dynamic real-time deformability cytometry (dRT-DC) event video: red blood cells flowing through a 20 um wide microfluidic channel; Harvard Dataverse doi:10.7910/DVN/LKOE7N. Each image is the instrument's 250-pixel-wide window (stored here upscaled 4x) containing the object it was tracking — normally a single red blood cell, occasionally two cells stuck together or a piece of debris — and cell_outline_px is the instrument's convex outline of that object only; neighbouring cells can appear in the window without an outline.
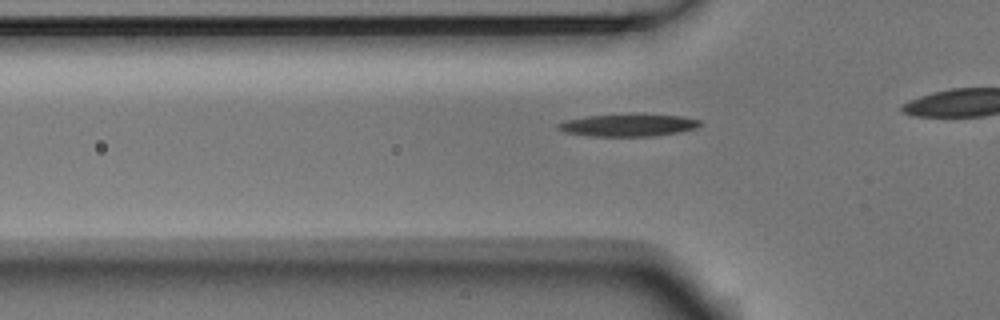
{"species": "Egyptian fruit bat (a non-hibernating species)", "species_latin": "Rousettus aegyptiacus", "temperature_condition": "room temperature", "stored_images_in_passage": 31, "camera_frame_rate_fps": 3000, "um_per_image_px": 0.085, "animal": {"sex": "male"}, "frame": {"image": 1, "passage_image": 6, "time_ms": 1.667, "image_size_px": [1000, 320], "cell_outline_px": [[700, 124], [696, 128], [680, 132], [652, 136], [592, 136], [564, 132], [556, 128], [556, 124], [568, 120], [588, 116], [632, 112], [636, 112], [680, 116], [700, 120]], "centroid_in_image_um": [53.41, 10.61], "position_along_channel_um": 72.4, "area_um2": 18.96}}
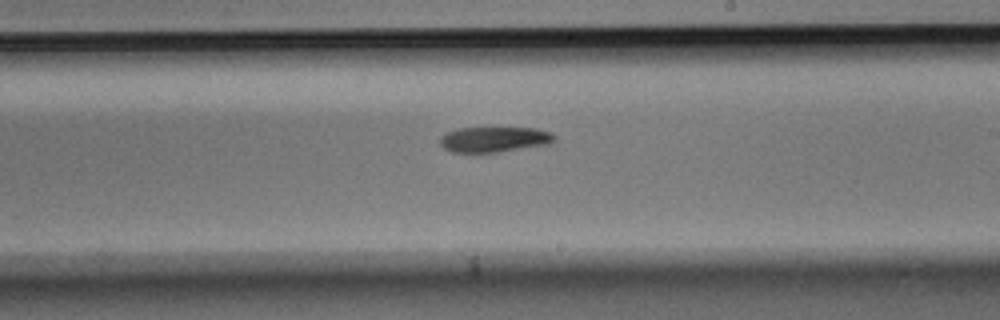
{"frame": {"image": 2, "passage_image": 20, "time_ms": 6.333, "image_size_px": [1000, 320], "cell_outline_px": [[556, 140], [552, 144], [496, 152], [452, 152], [444, 148], [440, 144], [440, 136], [448, 132], [460, 128], [536, 128], [548, 132], [556, 136]], "centroid_in_image_um": [42.04, 11.85], "position_along_channel_um": 247.0, "area_um2": 16.88}}
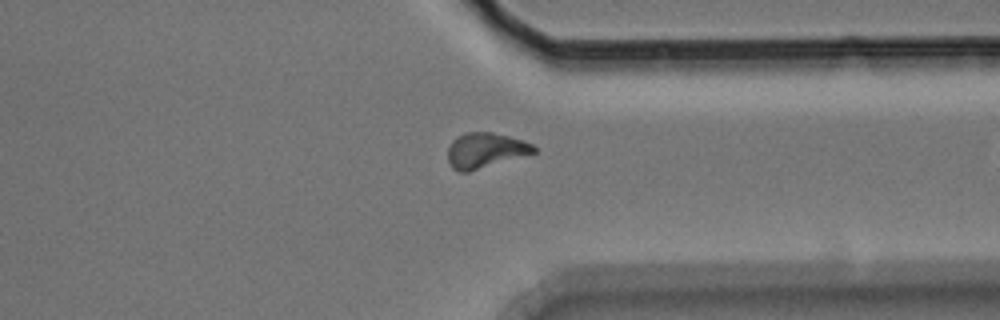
{"frame": {"image": 3, "passage_image": 30, "time_ms": 9.667, "image_size_px": [1000, 320], "cell_outline_px": [[536, 152], [468, 172], [460, 172], [452, 168], [448, 160], [448, 148], [452, 140], [456, 136], [464, 132], [492, 132], [524, 140], [532, 144], [536, 148]], "centroid_in_image_um": [41.23, 12.77], "position_along_channel_um": 370.2, "area_um2": 17.63}}